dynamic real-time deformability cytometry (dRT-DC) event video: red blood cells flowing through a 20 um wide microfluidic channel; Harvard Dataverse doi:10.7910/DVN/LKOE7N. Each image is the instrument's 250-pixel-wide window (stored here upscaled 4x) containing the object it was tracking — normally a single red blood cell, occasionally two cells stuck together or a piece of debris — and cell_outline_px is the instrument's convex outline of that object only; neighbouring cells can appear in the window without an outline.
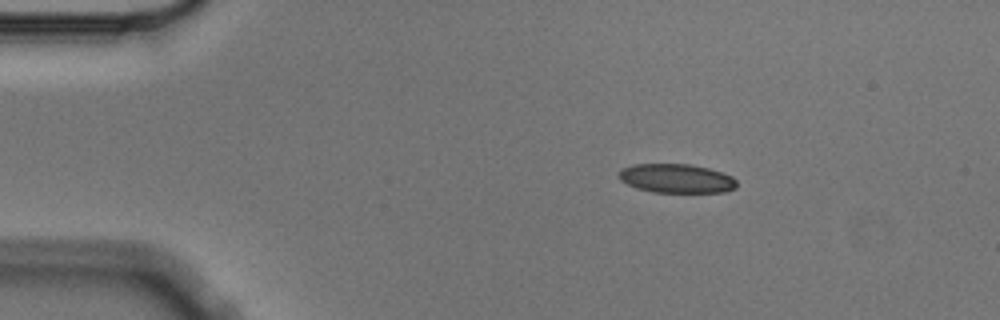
{"species": "Egyptian fruit bat (a non-hibernating species)", "species_latin": "Rousettus aegyptiacus", "temperature_condition": "cold", "stored_images_in_passage": 6, "camera_frame_rate_fps": 3000, "um_per_image_px": 0.085, "animal": {"sex": "male"}, "frame": {"image": 1, "passage_image": 1, "time_ms": 0.0, "image_size_px": [1000, 320], "cell_outline_px": [[736, 188], [724, 192], [652, 192], [636, 188], [620, 180], [616, 176], [620, 168], [632, 164], [692, 164], [708, 168], [732, 176], [736, 180]], "centroid_in_image_um": [57.45, 15.16], "position_along_channel_um": 27.6, "area_um2": 20.11}}
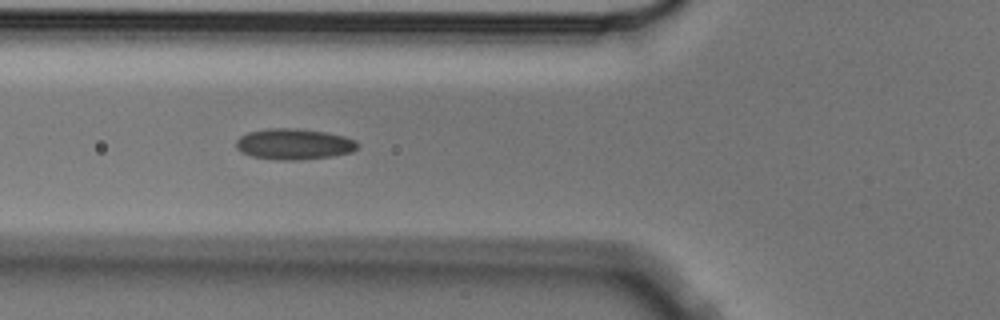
{"frame": {"image": 2, "passage_image": 4, "time_ms": 1.0, "image_size_px": [1000, 320], "cell_outline_px": [[360, 144], [352, 152], [332, 156], [296, 160], [280, 160], [252, 156], [240, 152], [236, 148], [236, 140], [240, 136], [248, 132], [268, 128], [296, 128], [324, 132], [344, 136], [356, 140]], "centroid_in_image_um": [24.98, 12.24], "position_along_channel_um": 100.8, "area_um2": 21.91}}
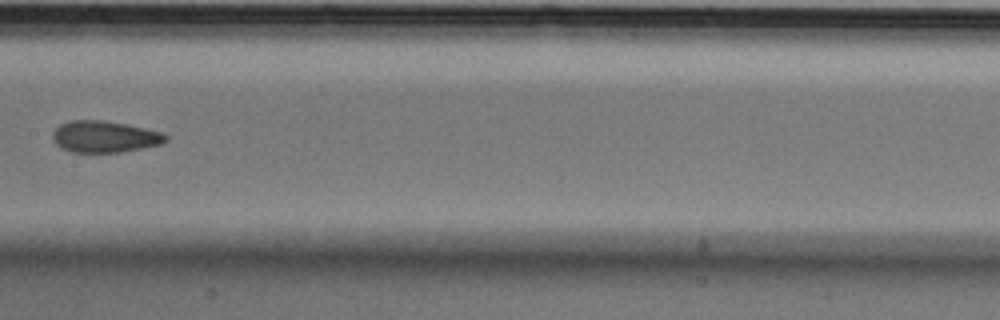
{"frame": {"image": 3, "passage_image": 6, "time_ms": 1.667, "image_size_px": [1000, 320], "cell_outline_px": [[168, 140], [160, 144], [144, 148], [120, 152], [72, 152], [60, 148], [52, 140], [52, 132], [60, 124], [72, 120], [100, 120], [124, 124], [144, 128], [160, 132], [168, 136]], "centroid_in_image_um": [8.86, 11.62], "position_along_channel_um": 198.5, "area_um2": 20.75}}